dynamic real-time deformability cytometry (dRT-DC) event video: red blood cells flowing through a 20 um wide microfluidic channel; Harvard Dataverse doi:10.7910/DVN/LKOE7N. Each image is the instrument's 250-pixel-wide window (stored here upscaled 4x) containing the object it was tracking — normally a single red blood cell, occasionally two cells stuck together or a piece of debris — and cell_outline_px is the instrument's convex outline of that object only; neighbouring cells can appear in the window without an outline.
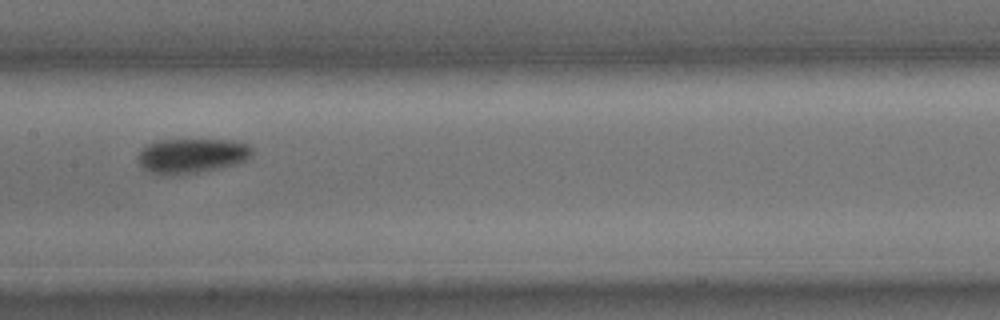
{"species": "common noctule bat (a hibernating species)", "species_latin": "Nyctalus noctula", "temperature_condition": "cold", "stored_images_in_passage": 15, "camera_frame_rate_fps": 3000, "um_per_image_px": 0.085, "animal": {"sex": "male", "body_mass_g": 15.6}, "frame": {"image": 1, "passage_image": 8, "time_ms": 2.333, "image_size_px": [1000, 320], "cell_outline_px": [[252, 156], [236, 164], [220, 168], [180, 176], [156, 176], [148, 172], [140, 164], [136, 156], [148, 144], [160, 140], [232, 140], [248, 144], [252, 148]], "centroid_in_image_um": [16.27, 13.27], "position_along_channel_um": 191.1, "area_um2": 23.52}}
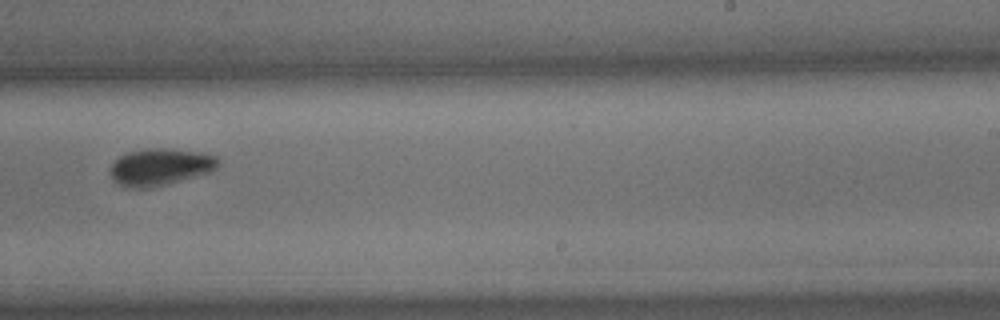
{"frame": {"image": 2, "passage_image": 10, "time_ms": 3.0, "image_size_px": [1000, 320], "cell_outline_px": [[220, 164], [212, 172], [152, 188], [124, 188], [112, 180], [108, 172], [108, 168], [120, 156], [128, 152], [148, 148], [168, 148], [200, 152], [216, 156], [220, 160]], "centroid_in_image_um": [13.6, 14.2], "position_along_channel_um": 275.4, "area_um2": 23.76}}
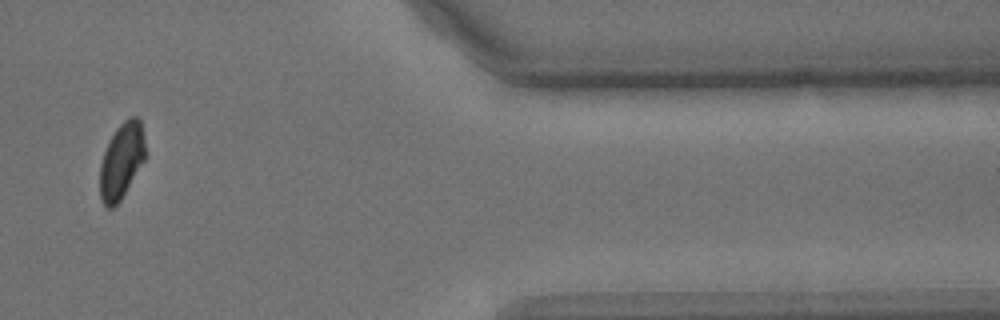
{"frame": {"image": 3, "passage_image": 13, "time_ms": 4.0, "image_size_px": [1000, 320], "cell_outline_px": [[144, 160], [120, 200], [112, 208], [108, 208], [100, 200], [100, 164], [104, 152], [116, 128], [128, 116], [136, 116], [140, 120], [144, 140]], "centroid_in_image_um": [10.31, 13.66], "position_along_channel_um": 401.1, "area_um2": 19.65}}